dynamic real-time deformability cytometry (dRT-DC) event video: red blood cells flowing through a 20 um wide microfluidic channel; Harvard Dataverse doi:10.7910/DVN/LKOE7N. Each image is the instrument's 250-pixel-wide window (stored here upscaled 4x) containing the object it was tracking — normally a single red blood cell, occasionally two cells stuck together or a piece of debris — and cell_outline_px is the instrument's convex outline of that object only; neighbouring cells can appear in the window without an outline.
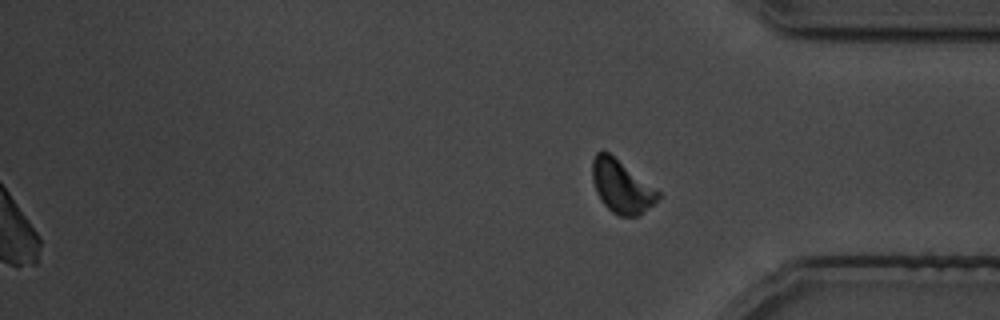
{"species": "common noctule bat (a hibernating species)", "species_latin": "Nyctalus noctula", "temperature_condition": "cold", "stored_images_in_passage": 30, "camera_frame_rate_fps": 3000, "um_per_image_px": 0.085, "animal": {"sex": "male", "body_mass_g": 19.5, "forearm_length_mm": 54.6}, "frame": {"image": 1, "passage_image": 30, "time_ms": 33.667, "image_size_px": [1000, 320], "cell_outline_px": [[660, 196], [648, 208], [636, 216], [620, 216], [612, 212], [604, 204], [596, 192], [592, 180], [592, 160], [596, 152], [608, 152], [660, 192]], "centroid_in_image_um": [52.79, 15.85], "position_along_channel_um": 382.4, "area_um2": 19.77}}